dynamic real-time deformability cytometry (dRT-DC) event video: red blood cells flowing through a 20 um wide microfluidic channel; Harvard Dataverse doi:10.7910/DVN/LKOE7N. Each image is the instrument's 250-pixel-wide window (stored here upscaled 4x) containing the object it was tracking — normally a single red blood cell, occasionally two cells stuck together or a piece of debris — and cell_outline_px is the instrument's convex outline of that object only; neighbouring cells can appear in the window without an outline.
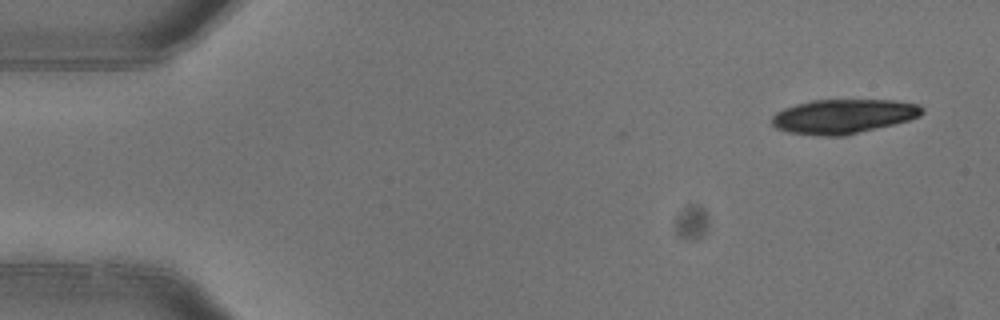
{"species": "common noctule bat (a hibernating species)", "species_latin": "Nyctalus noctula", "temperature_condition": "warm", "stored_images_in_passage": 2, "camera_frame_rate_fps": 3000, "um_per_image_px": 0.085, "animal": {"sex": "female"}, "frame": {"image": 1, "passage_image": 2, "time_ms": 0.333, "image_size_px": [1000, 320], "cell_outline_px": [[924, 112], [920, 116], [908, 120], [844, 136], [824, 136], [788, 132], [776, 128], [772, 124], [772, 116], [776, 112], [784, 108], [796, 104], [812, 100], [896, 100], [920, 104], [924, 108]], "centroid_in_image_um": [71.69, 9.88], "position_along_channel_um": 13.3, "area_um2": 30.06}}